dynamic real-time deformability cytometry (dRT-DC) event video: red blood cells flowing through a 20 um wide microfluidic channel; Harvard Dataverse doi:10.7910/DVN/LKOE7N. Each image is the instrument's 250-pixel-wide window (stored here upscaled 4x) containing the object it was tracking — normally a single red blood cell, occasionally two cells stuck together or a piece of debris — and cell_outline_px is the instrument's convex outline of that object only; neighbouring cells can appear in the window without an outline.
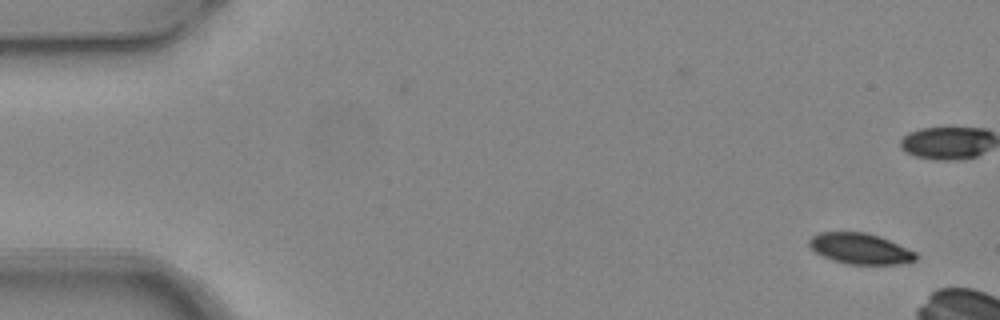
{"species": "common noctule bat (a hibernating species)", "species_latin": "Nyctalus noctula", "temperature_condition": "warm", "stored_images_in_passage": 2, "camera_frame_rate_fps": 3000, "um_per_image_px": 0.085, "animal": {"sex": "female", "body_mass_g": 24.6, "forearm_length_mm": 56.2}, "frame": {"image": 1, "passage_image": 2, "time_ms": 0.333, "image_size_px": [1000, 320], "cell_outline_px": [[916, 260], [896, 264], [848, 264], [832, 260], [816, 252], [808, 244], [808, 240], [812, 236], [820, 232], [864, 232], [880, 236], [916, 252]], "centroid_in_image_um": [73.1, 21.13], "position_along_channel_um": 11.9, "area_um2": 18.96}}